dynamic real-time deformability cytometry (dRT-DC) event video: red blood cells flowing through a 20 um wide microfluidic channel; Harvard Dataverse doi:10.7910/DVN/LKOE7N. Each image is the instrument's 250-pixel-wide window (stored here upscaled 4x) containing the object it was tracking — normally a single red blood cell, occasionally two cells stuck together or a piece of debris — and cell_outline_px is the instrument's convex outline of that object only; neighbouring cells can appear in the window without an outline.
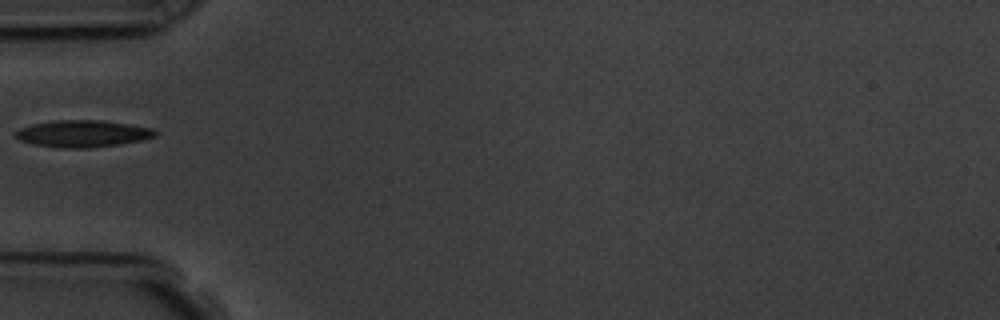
{"species": "common noctule bat (a hibernating species)", "species_latin": "Nyctalus noctula", "temperature_condition": "room temperature", "stored_images_in_passage": 6, "camera_frame_rate_fps": 3000, "um_per_image_px": 0.085, "animal": {"sex": "male", "body_mass_g": 19.5, "forearm_length_mm": 54.6}, "frame": {"image": 1, "passage_image": 6, "time_ms": 5.667, "image_size_px": [1000, 320], "cell_outline_px": [[160, 132], [156, 136], [144, 140], [120, 144], [88, 148], [64, 148], [36, 144], [20, 140], [12, 136], [12, 132], [20, 128], [32, 124], [52, 120], [104, 120], [152, 128]], "centroid_in_image_um": [7.04, 11.35], "position_along_channel_um": 78.0, "area_um2": 22.14}}